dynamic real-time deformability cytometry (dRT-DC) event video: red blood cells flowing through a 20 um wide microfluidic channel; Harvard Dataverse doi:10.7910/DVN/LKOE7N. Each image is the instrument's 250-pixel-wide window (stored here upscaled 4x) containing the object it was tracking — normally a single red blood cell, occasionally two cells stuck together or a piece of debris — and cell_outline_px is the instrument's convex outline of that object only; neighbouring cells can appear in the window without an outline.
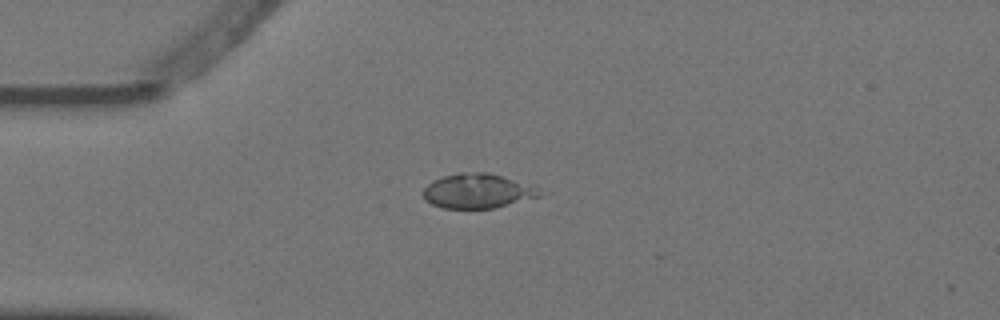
{"species": "Egyptian fruit bat (a non-hibernating species)", "species_latin": "Rousettus aegyptiacus", "temperature_condition": "warm", "stored_images_in_passage": 3, "camera_frame_rate_fps": 3000, "um_per_image_px": 0.085, "animal": {"sex": "female"}, "frame": {"image": 1, "passage_image": 1, "time_ms": 0.0, "image_size_px": [1000, 320], "cell_outline_px": [[540, 196], [496, 208], [444, 208], [432, 204], [424, 200], [420, 192], [432, 180], [444, 176], [460, 172], [488, 172], [536, 184], [540, 192]], "centroid_in_image_um": [40.61, 16.22], "position_along_channel_um": 44.4, "area_um2": 23.93}}